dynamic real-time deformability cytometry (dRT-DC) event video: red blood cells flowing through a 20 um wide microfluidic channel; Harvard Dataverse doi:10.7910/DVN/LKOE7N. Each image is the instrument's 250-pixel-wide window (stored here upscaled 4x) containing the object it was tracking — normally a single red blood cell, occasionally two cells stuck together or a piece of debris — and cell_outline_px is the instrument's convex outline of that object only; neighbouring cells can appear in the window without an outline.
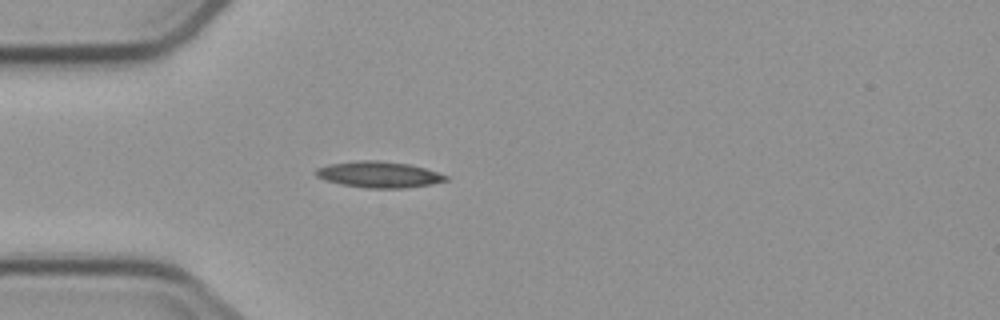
{"species": "common noctule bat (a hibernating species)", "species_latin": "Nyctalus noctula", "temperature_condition": "cold", "stored_images_in_passage": 3, "camera_frame_rate_fps": 3000, "um_per_image_px": 0.085, "animal": {"sex": "male", "body_mass_g": 23.1, "forearm_length_mm": 52.7}, "frame": {"image": 1, "passage_image": 3, "time_ms": 3.333, "image_size_px": [1000, 320], "cell_outline_px": [[448, 180], [432, 184], [404, 188], [368, 188], [340, 184], [324, 180], [316, 176], [312, 172], [316, 168], [328, 164], [356, 160], [376, 160], [408, 164], [424, 168], [448, 176]], "centroid_in_image_um": [32.14, 14.83], "position_along_channel_um": 52.9, "area_um2": 19.88}}